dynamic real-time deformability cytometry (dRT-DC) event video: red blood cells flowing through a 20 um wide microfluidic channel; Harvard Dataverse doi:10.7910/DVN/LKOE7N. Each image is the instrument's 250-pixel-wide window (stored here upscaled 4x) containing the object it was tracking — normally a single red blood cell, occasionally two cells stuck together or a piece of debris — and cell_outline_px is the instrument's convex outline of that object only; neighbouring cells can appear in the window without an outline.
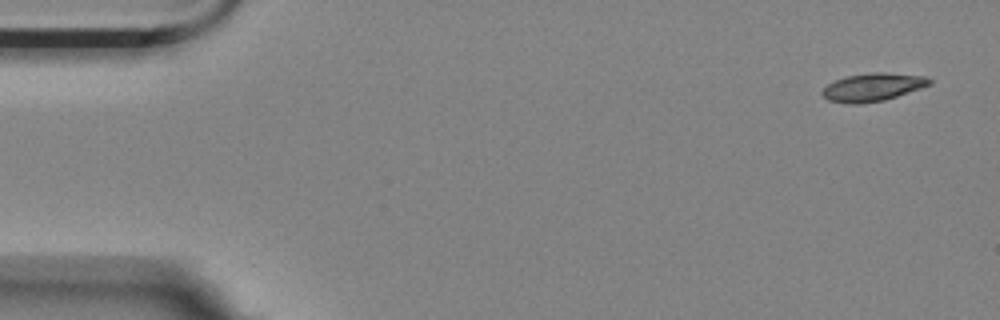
{"species": "Egyptian fruit bat (a non-hibernating species)", "species_latin": "Rousettus aegyptiacus", "temperature_condition": "room temperature", "stored_images_in_passage": 5, "camera_frame_rate_fps": 3000, "um_per_image_px": 0.085, "animal": {"sex": "female"}, "frame": {"image": 1, "passage_image": 1, "time_ms": 0.0, "image_size_px": [1000, 320], "cell_outline_px": [[932, 84], [884, 100], [856, 104], [852, 104], [828, 100], [820, 92], [828, 84], [836, 80], [848, 76], [872, 72], [884, 72], [924, 76], [932, 80]], "centroid_in_image_um": [74.18, 7.4], "position_along_channel_um": 10.8, "area_um2": 17.22}}
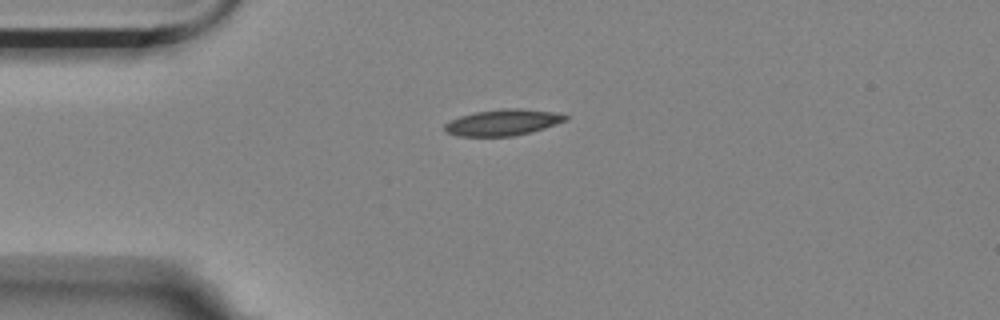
{"frame": {"image": 2, "passage_image": 4, "time_ms": 1.0, "image_size_px": [1000, 320], "cell_outline_px": [[568, 120], [532, 132], [512, 136], [460, 136], [448, 132], [444, 128], [444, 124], [460, 116], [476, 112], [504, 108], [520, 108], [560, 112], [568, 116]], "centroid_in_image_um": [42.82, 10.39], "position_along_channel_um": 42.2, "area_um2": 18.44}}